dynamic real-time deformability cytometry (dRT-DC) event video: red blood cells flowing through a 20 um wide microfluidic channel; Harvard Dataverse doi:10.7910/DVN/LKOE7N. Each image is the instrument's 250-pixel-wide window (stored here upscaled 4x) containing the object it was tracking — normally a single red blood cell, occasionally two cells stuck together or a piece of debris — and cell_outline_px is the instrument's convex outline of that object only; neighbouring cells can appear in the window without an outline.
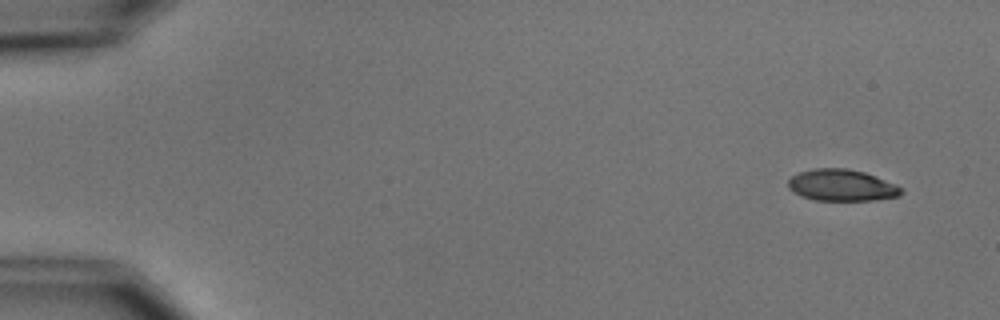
{"species": "common noctule bat (a hibernating species)", "species_latin": "Nyctalus noctula", "temperature_condition": "cold", "stored_images_in_passage": 7, "camera_frame_rate_fps": 3000, "um_per_image_px": 0.085, "animal": {"sex": "male", "body_mass_g": 15.6}, "frame": {"image": 1, "passage_image": 1, "time_ms": 0.0, "image_size_px": [1000, 320], "cell_outline_px": [[904, 192], [900, 196], [876, 200], [816, 200], [800, 196], [792, 192], [788, 188], [788, 180], [792, 176], [800, 172], [816, 168], [848, 168], [864, 172], [896, 184], [904, 188]], "centroid_in_image_um": [71.57, 15.75], "position_along_channel_um": 13.4, "area_um2": 20.98}}
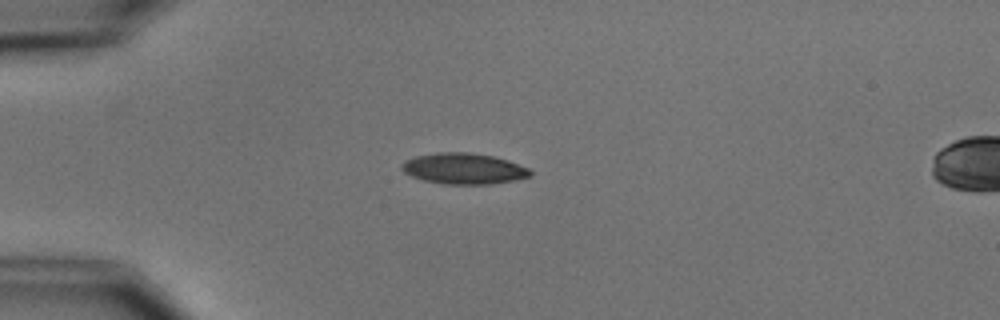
{"frame": {"image": 2, "passage_image": 4, "time_ms": 3.667, "image_size_px": [1000, 320], "cell_outline_px": [[532, 176], [492, 184], [440, 184], [424, 180], [412, 176], [404, 172], [400, 168], [400, 164], [404, 160], [416, 156], [436, 152], [468, 152], [492, 156], [508, 160], [528, 168], [532, 172]], "centroid_in_image_um": [39.38, 14.33], "position_along_channel_um": 45.6, "area_um2": 23.24}}
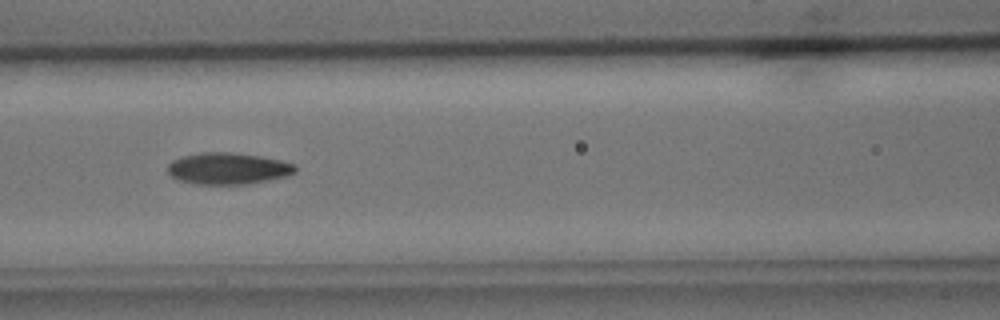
{"frame": {"image": 3, "passage_image": 7, "time_ms": 7.0, "image_size_px": [1000, 320], "cell_outline_px": [[296, 172], [288, 176], [248, 184], [196, 184], [180, 180], [172, 176], [168, 172], [168, 164], [172, 160], [184, 156], [200, 152], [232, 152], [260, 156], [280, 160], [296, 164]], "centroid_in_image_um": [19.41, 14.32], "position_along_channel_um": 147.2, "area_um2": 23.52}}